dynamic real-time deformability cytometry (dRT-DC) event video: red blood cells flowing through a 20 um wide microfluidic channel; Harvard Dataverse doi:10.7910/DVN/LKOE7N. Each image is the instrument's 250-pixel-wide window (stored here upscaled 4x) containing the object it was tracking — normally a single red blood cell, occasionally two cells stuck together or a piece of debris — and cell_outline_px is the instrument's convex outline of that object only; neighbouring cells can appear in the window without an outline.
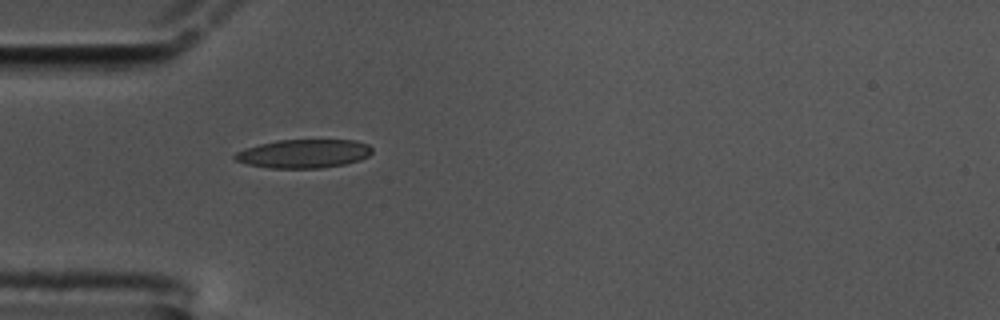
{"species": "common noctule bat (a hibernating species)", "species_latin": "Nyctalus noctula", "temperature_condition": "cold", "stored_images_in_passage": 12, "camera_frame_rate_fps": 3000, "um_per_image_px": 0.085, "animal": {"sex": "male", "body_mass_g": 17.5, "forearm_length_mm": 52.3}, "frame": {"image": 1, "passage_image": 1, "time_ms": 0.0, "image_size_px": [1000, 320], "cell_outline_px": [[372, 152], [368, 156], [360, 160], [344, 164], [320, 168], [272, 168], [248, 164], [236, 160], [232, 156], [236, 152], [244, 148], [276, 140], [356, 140], [368, 144], [372, 148]], "centroid_in_image_um": [25.82, 13.05], "position_along_channel_um": 59.2, "area_um2": 22.89}}
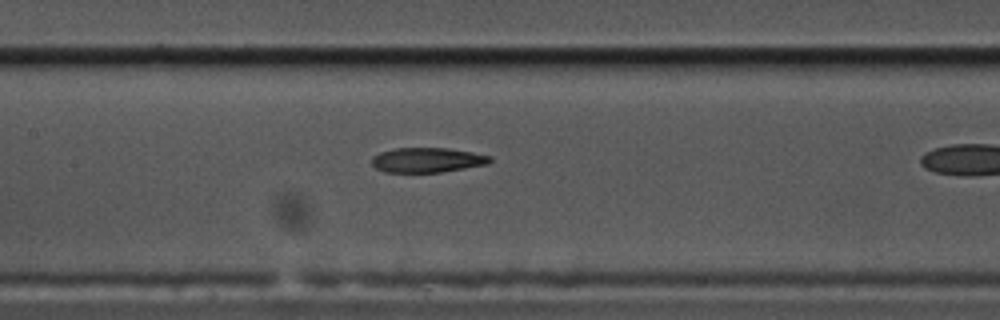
{"frame": {"image": 2, "passage_image": 7, "time_ms": 2.0, "image_size_px": [1000, 320], "cell_outline_px": [[492, 160], [488, 164], [440, 172], [384, 172], [376, 168], [372, 164], [372, 156], [380, 152], [396, 148], [448, 148], [472, 152], [492, 156]], "centroid_in_image_um": [36.32, 13.6], "position_along_channel_um": 171.1, "area_um2": 17.05}}
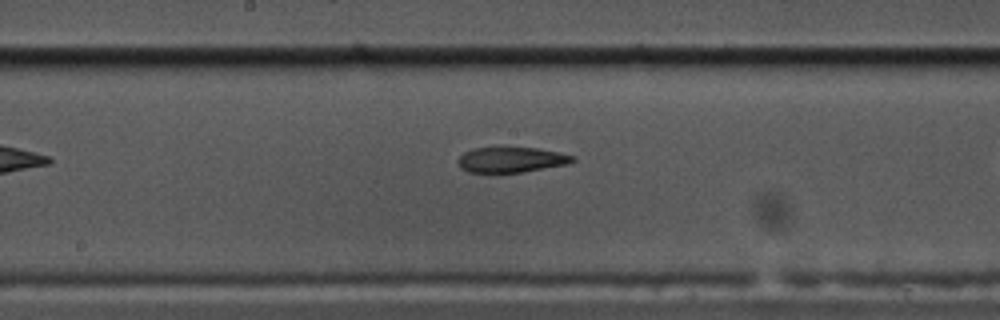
{"frame": {"image": 3, "passage_image": 10, "time_ms": 3.0, "image_size_px": [1000, 320], "cell_outline_px": [[576, 160], [568, 164], [520, 172], [468, 172], [460, 168], [456, 160], [464, 152], [472, 148], [536, 148], [576, 156]], "centroid_in_image_um": [43.43, 13.58], "position_along_channel_um": 204.8, "area_um2": 16.76}}